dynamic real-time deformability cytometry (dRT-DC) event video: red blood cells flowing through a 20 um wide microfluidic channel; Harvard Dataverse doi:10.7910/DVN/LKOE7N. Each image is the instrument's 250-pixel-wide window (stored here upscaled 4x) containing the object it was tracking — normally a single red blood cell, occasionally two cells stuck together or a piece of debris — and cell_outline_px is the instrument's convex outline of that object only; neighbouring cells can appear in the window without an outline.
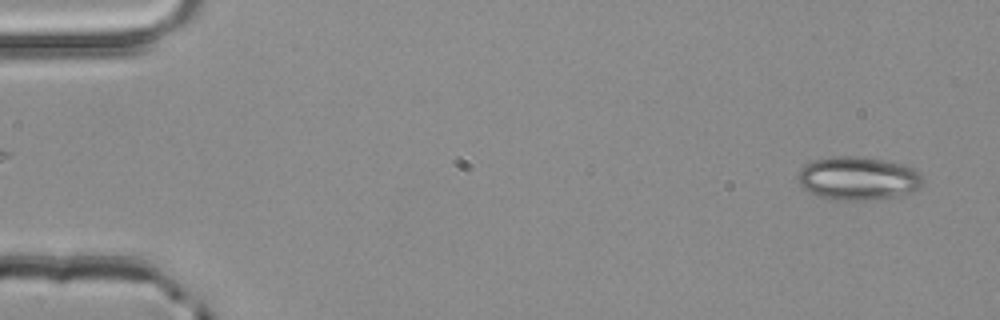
{"species": "common noctule bat (a hibernating species)", "species_latin": "Nyctalus noctula", "temperature_condition": "room temperature", "stored_images_in_passage": 22, "camera_frame_rate_fps": 3000, "um_per_image_px": 0.085, "animal": {"sex": "male", "body_mass_g": 20.4}, "frame": {"image": 1, "passage_image": 1, "time_ms": 0.0, "image_size_px": [1000, 320], "cell_outline_px": [[924, 184], [912, 192], [896, 196], [872, 200], [832, 200], [820, 196], [804, 188], [800, 184], [800, 172], [812, 160], [832, 156], [860, 156], [884, 160], [900, 164], [912, 168], [920, 176]], "centroid_in_image_um": [72.96, 15.16], "position_along_channel_um": 12.0, "area_um2": 31.15}}
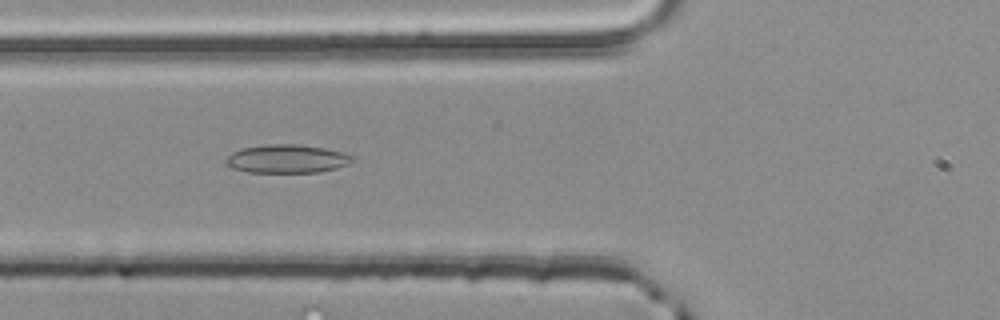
{"frame": {"image": 2, "passage_image": 18, "time_ms": 5.667, "image_size_px": [1000, 320], "cell_outline_px": [[352, 160], [348, 164], [336, 168], [316, 172], [248, 172], [232, 168], [224, 160], [232, 152], [244, 148], [268, 144], [296, 144], [324, 148], [340, 152], [352, 156]], "centroid_in_image_um": [24.35, 13.5], "position_along_channel_um": 101.4, "area_um2": 20.58}}
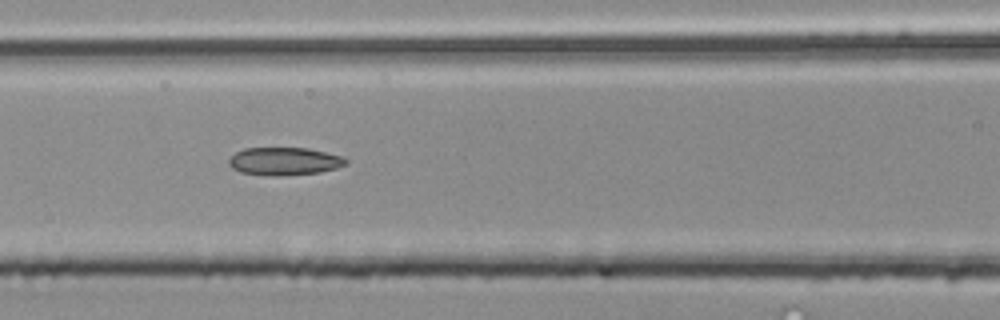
{"frame": {"image": 3, "passage_image": 21, "time_ms": 6.667, "image_size_px": [1000, 320], "cell_outline_px": [[348, 164], [336, 168], [320, 172], [276, 176], [272, 176], [240, 172], [232, 168], [228, 164], [228, 160], [236, 152], [244, 148], [308, 148], [344, 156], [348, 160]], "centroid_in_image_um": [24.19, 13.7], "position_along_channel_um": 142.4, "area_um2": 19.07}}